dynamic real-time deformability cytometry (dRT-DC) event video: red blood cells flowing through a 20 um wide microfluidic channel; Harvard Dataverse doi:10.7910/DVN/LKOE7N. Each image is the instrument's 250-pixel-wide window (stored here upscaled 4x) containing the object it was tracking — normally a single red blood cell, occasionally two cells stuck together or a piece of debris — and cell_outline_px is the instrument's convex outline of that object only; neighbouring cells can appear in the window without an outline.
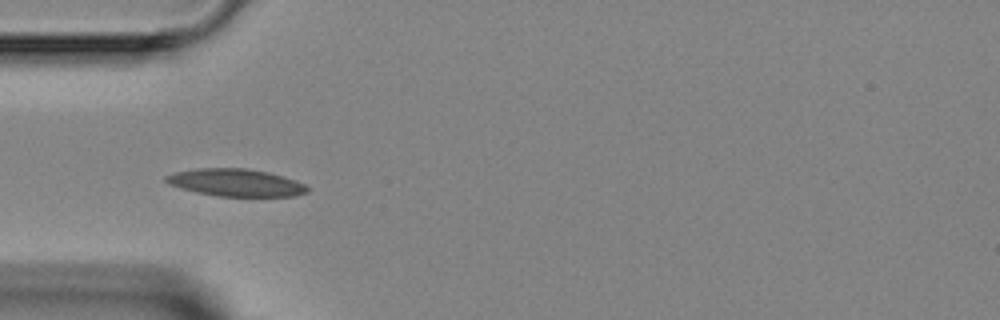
{"species": "Egyptian fruit bat (a non-hibernating species)", "species_latin": "Rousettus aegyptiacus", "temperature_condition": "room temperature", "stored_images_in_passage": 6, "camera_frame_rate_fps": 3000, "um_per_image_px": 0.085, "animal": {"sex": "female"}, "frame": {"image": 1, "passage_image": 5, "time_ms": 4.667, "image_size_px": [1000, 320], "cell_outline_px": [[308, 192], [296, 196], [216, 196], [196, 192], [180, 188], [168, 184], [164, 180], [164, 176], [176, 172], [196, 168], [244, 168], [268, 172], [304, 184], [308, 188]], "centroid_in_image_um": [19.98, 15.52], "position_along_channel_um": 65.0, "area_um2": 22.43}}
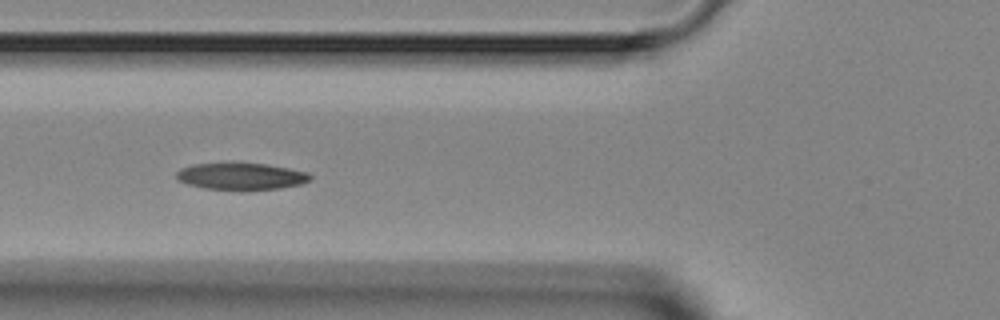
{"frame": {"image": 2, "passage_image": 6, "time_ms": 5.667, "image_size_px": [1000, 320], "cell_outline_px": [[312, 180], [300, 184], [280, 188], [248, 192], [204, 188], [188, 184], [180, 180], [176, 176], [176, 172], [180, 168], [192, 164], [268, 164], [308, 172], [312, 176]], "centroid_in_image_um": [20.54, 15.02], "position_along_channel_um": 105.3, "area_um2": 21.21}}